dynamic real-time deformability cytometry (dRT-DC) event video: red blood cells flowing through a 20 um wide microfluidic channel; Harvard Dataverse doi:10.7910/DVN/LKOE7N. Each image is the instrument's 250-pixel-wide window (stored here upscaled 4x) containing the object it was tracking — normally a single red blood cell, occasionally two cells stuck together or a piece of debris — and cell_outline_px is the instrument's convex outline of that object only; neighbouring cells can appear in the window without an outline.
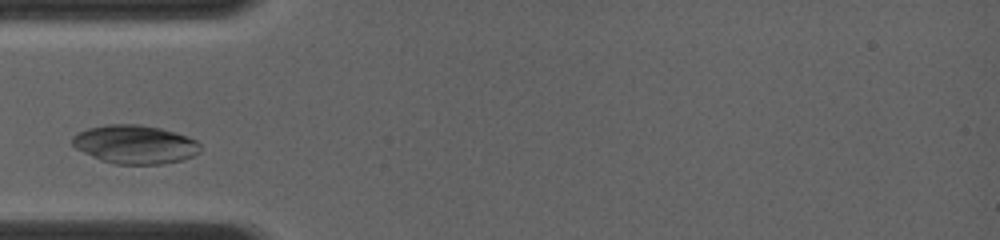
{"species": "common noctule bat (a hibernating species)", "species_latin": "Nyctalus noctula", "temperature_condition": "room temperature", "stored_images_in_passage": 6, "camera_frame_rate_fps": 4000, "um_per_image_px": 0.085, "animal": {"sex": "female", "body_mass_g": 19.0, "forearm_length_mm": 56.7}, "frame": {"image": 1, "passage_image": 3, "time_ms": 1.5, "image_size_px": [1000, 240], "cell_outline_px": [[200, 152], [184, 160], [160, 164], [116, 164], [100, 160], [76, 148], [72, 144], [72, 136], [88, 128], [108, 124], [140, 124], [160, 128], [176, 132], [188, 136], [196, 140], [200, 144]], "centroid_in_image_um": [11.5, 12.27], "position_along_channel_um": 73.5, "area_um2": 28.84}}
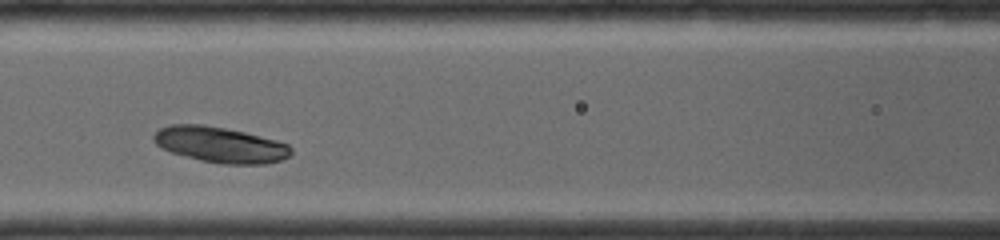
{"frame": {"image": 2, "passage_image": 5, "time_ms": 3.25, "image_size_px": [1000, 240], "cell_outline_px": [[292, 152], [288, 156], [280, 160], [268, 164], [220, 164], [200, 160], [172, 152], [156, 144], [152, 140], [152, 136], [160, 128], [172, 124], [204, 124], [244, 132], [276, 140], [288, 144], [292, 148]], "centroid_in_image_um": [18.72, 12.3], "position_along_channel_um": 147.9, "area_um2": 28.5}}
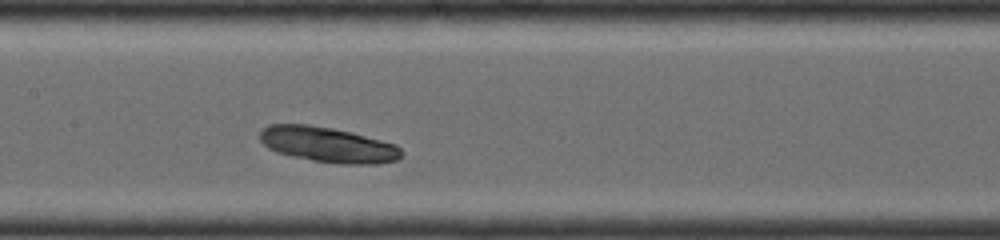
{"frame": {"image": 3, "passage_image": 6, "time_ms": 4.0, "image_size_px": [1000, 240], "cell_outline_px": [[404, 156], [396, 160], [376, 164], [340, 164], [312, 160], [292, 156], [276, 152], [268, 148], [260, 140], [260, 132], [268, 124], [308, 124], [332, 128], [396, 144], [404, 152]], "centroid_in_image_um": [27.87, 12.3], "position_along_channel_um": 179.5, "area_um2": 29.07}}